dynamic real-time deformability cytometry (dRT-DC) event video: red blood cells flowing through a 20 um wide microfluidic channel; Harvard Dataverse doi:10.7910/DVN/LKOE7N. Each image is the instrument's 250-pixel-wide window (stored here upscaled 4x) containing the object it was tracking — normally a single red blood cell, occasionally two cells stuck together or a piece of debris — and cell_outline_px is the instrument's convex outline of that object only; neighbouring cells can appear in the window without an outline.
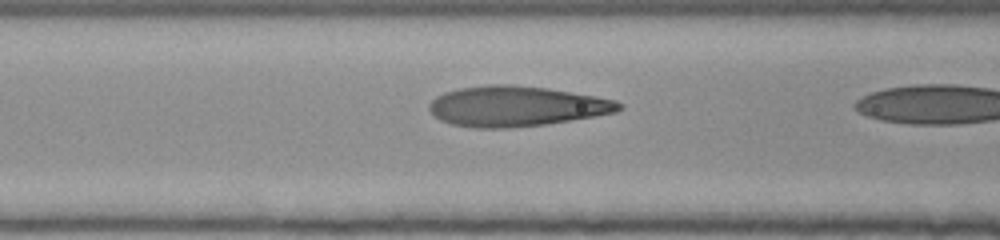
{"species": "human", "species_latin": "Homo sapiens", "temperature_condition": "room temperature", "stored_images_in_passage": 15, "camera_frame_rate_fps": 3000, "um_per_image_px": 0.085, "donor": {"sex": "female"}, "frame": {"image": 1, "passage_image": 14, "time_ms": 4.333, "image_size_px": [1000, 240], "cell_outline_px": [[624, 108], [616, 112], [596, 116], [544, 124], [508, 128], [472, 128], [452, 124], [440, 120], [428, 108], [428, 104], [436, 96], [444, 92], [460, 88], [492, 84], [508, 84], [548, 88], [596, 96], [616, 100], [624, 104]], "centroid_in_image_um": [43.9, 9.03], "position_along_channel_um": 122.7, "area_um2": 44.62}}